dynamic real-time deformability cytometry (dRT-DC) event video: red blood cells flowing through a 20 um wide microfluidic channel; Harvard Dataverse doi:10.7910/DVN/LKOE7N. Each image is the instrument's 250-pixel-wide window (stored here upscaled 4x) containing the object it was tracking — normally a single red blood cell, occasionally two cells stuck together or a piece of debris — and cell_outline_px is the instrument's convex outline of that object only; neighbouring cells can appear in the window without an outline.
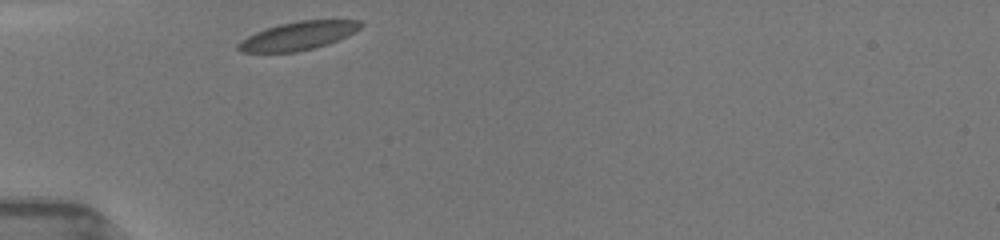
{"species": "common noctule bat (a hibernating species)", "species_latin": "Nyctalus noctula", "temperature_condition": "room temperature", "stored_images_in_passage": 24, "camera_frame_rate_fps": 3000, "um_per_image_px": 0.085, "animal": {"sex": "female", "body_mass_g": 19.5, "forearm_length_mm": 54.1}, "frame": {"image": 1, "passage_image": 1, "time_ms": 0.0, "image_size_px": [1000, 240], "cell_outline_px": [[364, 24], [360, 28], [328, 44], [296, 52], [240, 52], [236, 48], [236, 44], [248, 36], [264, 28], [280, 24], [300, 20], [360, 20]], "centroid_in_image_um": [25.3, 3.04], "position_along_channel_um": 59.7, "area_um2": 20.0}}
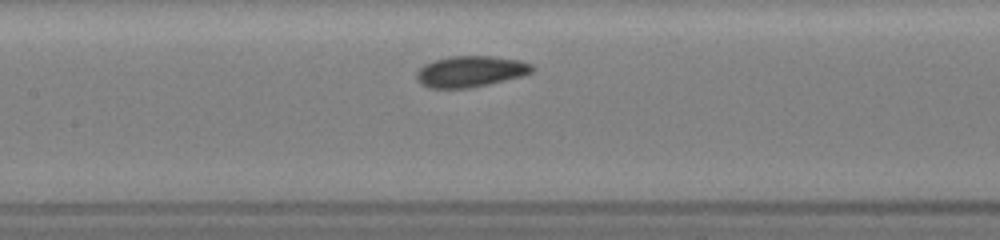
{"frame": {"image": 2, "passage_image": 9, "time_ms": 3.0, "image_size_px": [1000, 240], "cell_outline_px": [[536, 68], [532, 72], [520, 76], [488, 84], [468, 88], [428, 88], [420, 84], [416, 80], [416, 72], [424, 64], [436, 60], [452, 56], [492, 56], [520, 60], [532, 64]], "centroid_in_image_um": [39.98, 6.07], "position_along_channel_um": 167.4, "area_um2": 20.92}}
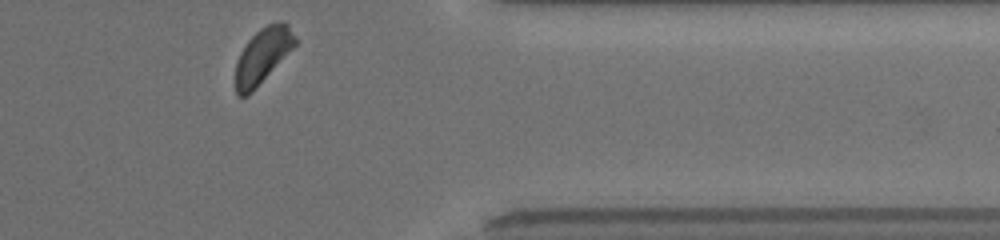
{"frame": {"image": 3, "passage_image": 24, "time_ms": 9.0, "image_size_px": [1000, 240], "cell_outline_px": [[300, 40], [252, 92], [248, 96], [236, 96], [236, 64], [240, 52], [248, 40], [260, 28], [268, 24], [280, 20], [284, 20], [288, 24]], "centroid_in_image_um": [22.36, 4.69], "position_along_channel_um": 389.0, "area_um2": 19.25}, "authors_computed_cell_mechanics": {"area_um2": 20.0855, "velocity_mm_per_s": 3.8924, "shape_relaxation_time_tau1_ms": 1.4679, "shape_relaxation_time_tau2_ms": null, "deformation_change_tau1": 0.0573, "deformation_change_tau2": null}}